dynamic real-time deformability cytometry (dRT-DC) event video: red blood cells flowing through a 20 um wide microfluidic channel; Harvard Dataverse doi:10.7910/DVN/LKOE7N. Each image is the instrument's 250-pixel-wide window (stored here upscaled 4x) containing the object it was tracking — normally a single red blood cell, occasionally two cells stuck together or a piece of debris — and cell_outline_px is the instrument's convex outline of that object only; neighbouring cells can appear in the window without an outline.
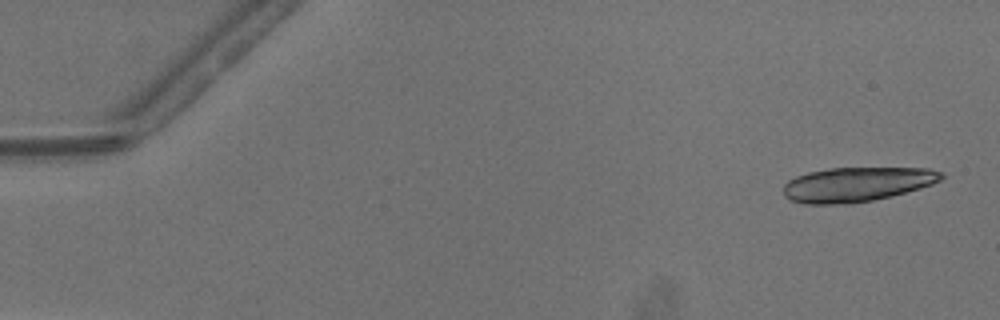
{"species": "common noctule bat (a hibernating species)", "species_latin": "Nyctalus noctula", "temperature_condition": "warm", "stored_images_in_passage": 18, "camera_frame_rate_fps": 3000, "um_per_image_px": 0.085, "animal": {"sex": "male", "body_mass_g": 13.3}, "frame": {"image": 1, "passage_image": 2, "time_ms": 0.333, "image_size_px": [1000, 320], "cell_outline_px": [[944, 176], [940, 180], [932, 184], [920, 188], [872, 200], [852, 204], [804, 204], [792, 200], [784, 196], [784, 184], [788, 180], [796, 176], [808, 172], [832, 168], [928, 168], [944, 172]], "centroid_in_image_um": [72.82, 15.67], "position_along_channel_um": 12.2, "area_um2": 31.67}}